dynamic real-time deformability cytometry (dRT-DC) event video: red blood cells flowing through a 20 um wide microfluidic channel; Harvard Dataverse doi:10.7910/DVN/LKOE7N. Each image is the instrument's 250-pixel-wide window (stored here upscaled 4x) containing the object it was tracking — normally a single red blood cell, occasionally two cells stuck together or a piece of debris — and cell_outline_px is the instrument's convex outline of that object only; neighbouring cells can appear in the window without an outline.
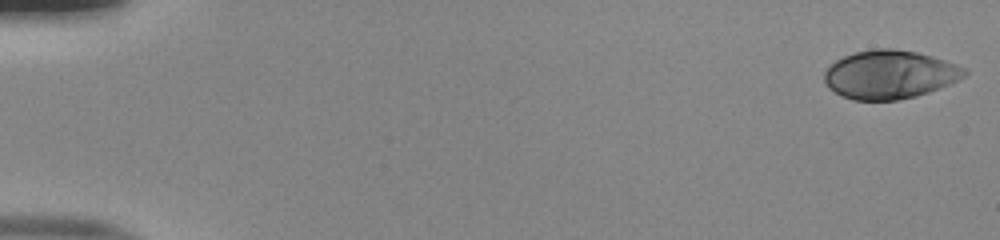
{"species": "human", "species_latin": "Homo sapiens", "temperature_condition": "room temperature", "stored_images_in_passage": 51, "camera_frame_rate_fps": 3000, "um_per_image_px": 0.085, "donor": {"sex": "male"}, "frame": {"image": 1, "passage_image": 1, "time_ms": 0.0, "image_size_px": [1000, 240], "cell_outline_px": [[968, 72], [964, 76], [948, 84], [928, 92], [916, 96], [896, 100], [852, 100], [840, 96], [828, 88], [824, 80], [824, 72], [836, 60], [844, 56], [856, 52], [876, 48], [892, 48], [916, 52], [932, 56], [956, 64], [964, 68]], "centroid_in_image_um": [75.58, 6.34], "position_along_channel_um": 9.4, "area_um2": 39.42}}
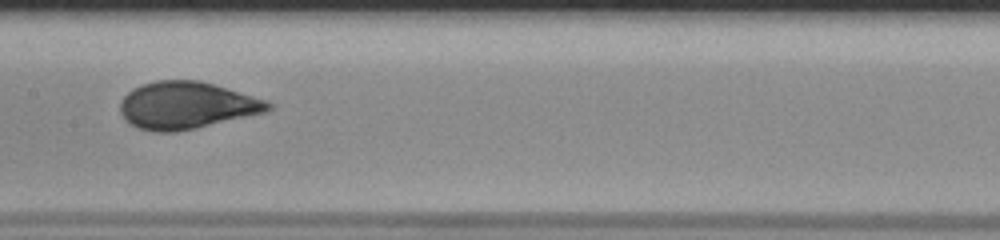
{"frame": {"image": 2, "passage_image": 27, "time_ms": 8.667, "image_size_px": [1000, 240], "cell_outline_px": [[272, 108], [268, 112], [196, 128], [176, 132], [152, 132], [136, 128], [124, 120], [120, 112], [120, 100], [132, 88], [156, 80], [200, 80], [268, 100], [272, 104]], "centroid_in_image_um": [15.85, 8.97], "position_along_channel_um": 191.5, "area_um2": 41.1}}
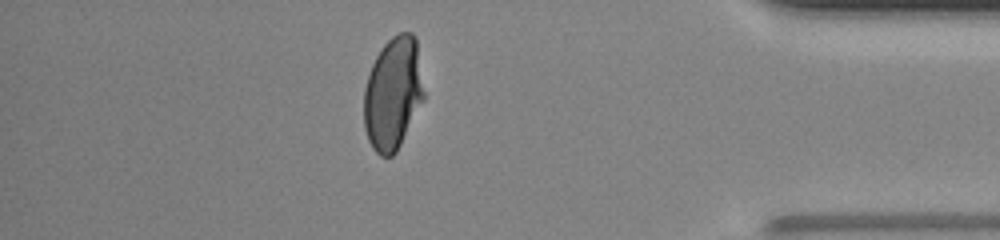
{"frame": {"image": 3, "passage_image": 45, "time_ms": 14.667, "image_size_px": [1000, 240], "cell_outline_px": [[424, 100], [396, 152], [392, 156], [380, 156], [372, 148], [368, 140], [364, 128], [364, 88], [372, 64], [376, 56], [384, 44], [392, 36], [400, 32], [412, 32], [416, 36], [424, 92]], "centroid_in_image_um": [33.4, 7.94], "position_along_channel_um": 401.8, "area_um2": 39.54}, "authors_computed_cell_mechanics": {"area_um2": 39.593, "velocity_mm_per_s": 4.0331, "shape_relaxation_time_tau1_ms": 5.7966, "shape_relaxation_time_tau2_ms": null, "deformation_change_tau1": 0.2297, "deformation_change_tau2": null}}